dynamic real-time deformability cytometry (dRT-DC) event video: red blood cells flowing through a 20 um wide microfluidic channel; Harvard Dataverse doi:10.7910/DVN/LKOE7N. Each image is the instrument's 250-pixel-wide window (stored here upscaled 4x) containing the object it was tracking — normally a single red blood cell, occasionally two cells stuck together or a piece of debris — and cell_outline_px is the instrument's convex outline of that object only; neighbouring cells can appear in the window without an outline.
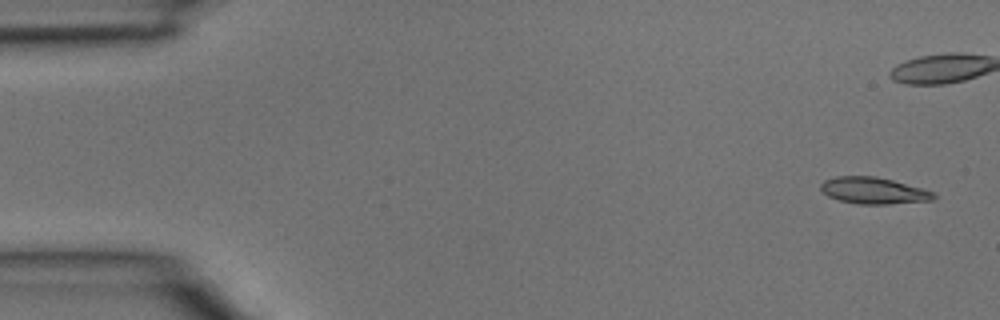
{"species": "common noctule bat (a hibernating species)", "species_latin": "Nyctalus noctula", "temperature_condition": "room temperature", "stored_images_in_passage": 4, "camera_frame_rate_fps": 3000, "um_per_image_px": 0.085, "animal": {"sex": "male", "body_mass_g": 15.6}, "frame": {"image": 1, "passage_image": 1, "time_ms": 0.0, "image_size_px": [1000, 320], "cell_outline_px": [[936, 196], [932, 200], [888, 204], [856, 204], [840, 200], [828, 196], [820, 188], [820, 184], [824, 180], [836, 176], [876, 176], [892, 180], [936, 192]], "centroid_in_image_um": [74.25, 16.2], "position_along_channel_um": 10.8, "area_um2": 17.46}}